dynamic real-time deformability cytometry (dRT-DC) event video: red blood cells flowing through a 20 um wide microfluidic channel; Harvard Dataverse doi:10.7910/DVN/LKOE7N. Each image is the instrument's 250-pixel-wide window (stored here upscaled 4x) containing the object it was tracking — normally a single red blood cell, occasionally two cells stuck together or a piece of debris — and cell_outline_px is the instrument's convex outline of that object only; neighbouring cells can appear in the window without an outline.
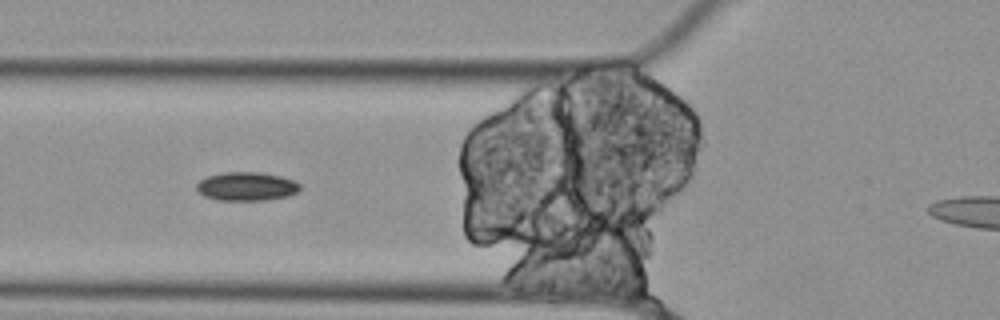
{"species": "Egyptian fruit bat (a non-hibernating species)", "species_latin": "Rousettus aegyptiacus", "temperature_condition": "cold", "stored_images_in_passage": 7, "camera_frame_rate_fps": 3000, "um_per_image_px": 0.085, "animal": {"sex": "female"}, "frame": {"image": 1, "passage_image": 6, "time_ms": 1.667, "image_size_px": [1000, 320], "cell_outline_px": [[300, 188], [296, 192], [288, 196], [264, 200], [216, 200], [204, 196], [196, 188], [196, 184], [200, 180], [208, 176], [224, 172], [260, 172], [280, 176], [296, 180], [300, 184]], "centroid_in_image_um": [20.96, 15.84], "position_along_channel_um": 104.8, "area_um2": 17.28}}